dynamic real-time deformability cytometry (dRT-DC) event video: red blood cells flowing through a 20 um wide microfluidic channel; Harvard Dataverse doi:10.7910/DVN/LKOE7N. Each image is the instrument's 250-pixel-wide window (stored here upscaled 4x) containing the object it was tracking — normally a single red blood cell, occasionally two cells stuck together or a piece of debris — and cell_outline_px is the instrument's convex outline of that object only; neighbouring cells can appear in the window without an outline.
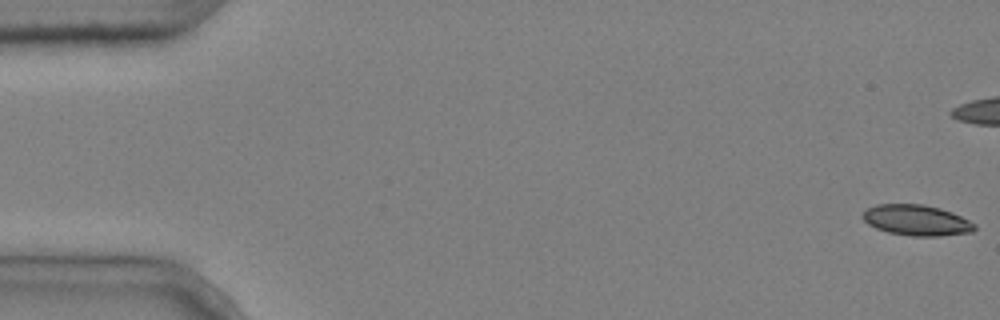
{"species": "common noctule bat (a hibernating species)", "species_latin": "Nyctalus noctula", "temperature_condition": "cold", "stored_images_in_passage": 5, "camera_frame_rate_fps": 3000, "um_per_image_px": 0.085, "animal": {"sex": "male", "body_mass_g": 20.4}, "frame": {"image": 1, "passage_image": 1, "time_ms": 0.0, "image_size_px": [1000, 320], "cell_outline_px": [[976, 228], [972, 232], [940, 236], [912, 236], [888, 232], [876, 228], [868, 224], [860, 216], [868, 208], [876, 204], [924, 204], [940, 208], [952, 212], [976, 224]], "centroid_in_image_um": [77.9, 18.72], "position_along_channel_um": 7.1, "area_um2": 20.06}}
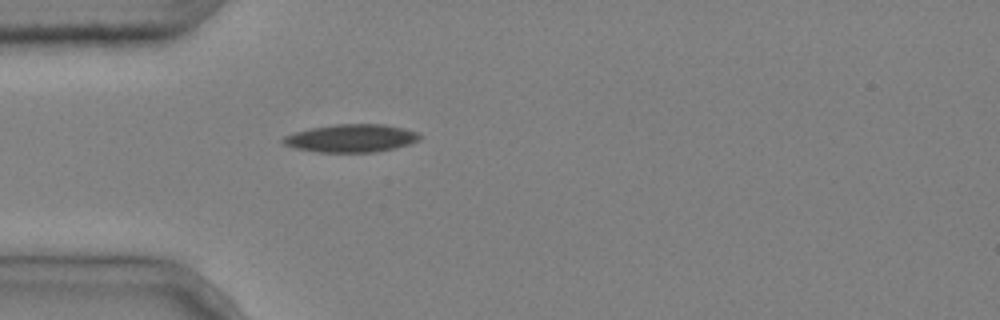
{"frame": {"image": 2, "passage_image": 5, "time_ms": 1.333, "image_size_px": [1000, 320], "cell_outline_px": [[420, 140], [396, 148], [376, 152], [320, 152], [296, 148], [284, 144], [280, 140], [284, 136], [296, 132], [312, 128], [336, 124], [384, 124], [404, 128], [416, 132], [420, 136]], "centroid_in_image_um": [29.87, 11.75], "position_along_channel_um": 55.1, "area_um2": 22.08}}